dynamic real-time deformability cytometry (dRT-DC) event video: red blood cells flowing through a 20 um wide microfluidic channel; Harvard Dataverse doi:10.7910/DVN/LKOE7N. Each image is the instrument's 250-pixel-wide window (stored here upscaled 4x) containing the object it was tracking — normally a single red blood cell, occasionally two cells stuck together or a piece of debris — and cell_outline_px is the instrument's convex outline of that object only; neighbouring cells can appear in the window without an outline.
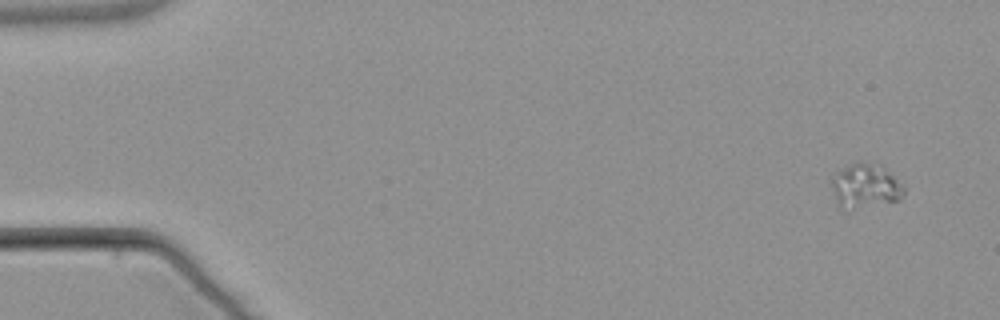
{"species": "common noctule bat (a hibernating species)", "species_latin": "Nyctalus noctula", "temperature_condition": "warm", "stored_images_in_passage": 6, "camera_frame_rate_fps": 3000, "um_per_image_px": 0.085, "animal": {"sex": "male", "body_mass_g": 21.5, "forearm_length_mm": 52.0}, "frame": {"image": 1, "passage_image": 1, "time_ms": 0.0, "image_size_px": [1000, 320], "cell_outline_px": [[904, 192], [900, 200], [848, 212], [844, 212], [840, 208], [836, 200], [832, 188], [832, 172], [856, 160], [860, 160], [884, 168], [904, 188]], "centroid_in_image_um": [73.46, 15.85], "position_along_channel_um": 11.5, "area_um2": 19.19}}
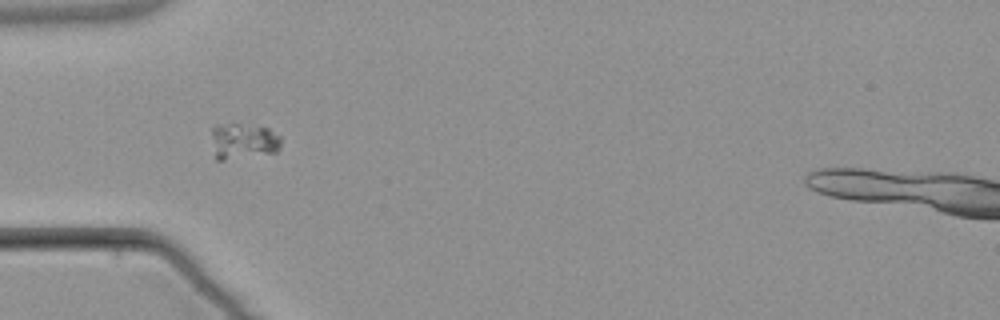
{"frame": {"image": 2, "passage_image": 5, "time_ms": 5.0, "image_size_px": [1000, 320], "cell_outline_px": [[280, 148], [276, 152], [224, 160], [216, 160], [212, 136], [212, 128], [216, 124], [240, 124], [268, 128], [280, 136]], "centroid_in_image_um": [20.67, 11.99], "position_along_channel_um": 64.3, "area_um2": 14.39}}
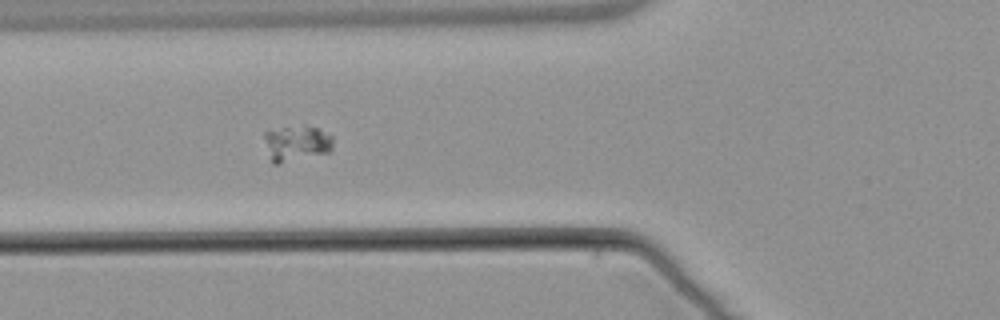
{"frame": {"image": 3, "passage_image": 6, "time_ms": 6.0, "image_size_px": [1000, 320], "cell_outline_px": [[332, 148], [328, 152], [276, 164], [272, 164], [264, 136], [264, 132], [284, 128], [316, 128], [332, 136]], "centroid_in_image_um": [25.19, 12.21], "position_along_channel_um": 100.6, "area_um2": 13.47}}